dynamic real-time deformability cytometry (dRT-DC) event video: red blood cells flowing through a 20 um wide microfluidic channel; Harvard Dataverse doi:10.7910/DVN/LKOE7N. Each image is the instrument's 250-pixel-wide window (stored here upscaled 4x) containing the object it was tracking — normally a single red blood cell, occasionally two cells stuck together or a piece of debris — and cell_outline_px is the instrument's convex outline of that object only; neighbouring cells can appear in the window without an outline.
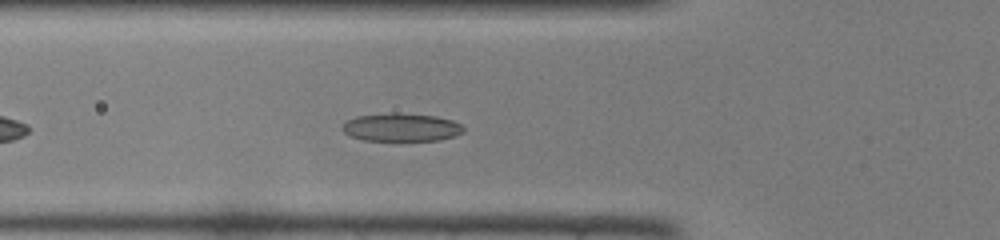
{"species": "common noctule bat (a hibernating species)", "species_latin": "Nyctalus noctula", "temperature_condition": "room temperature", "stored_images_in_passage": 29, "camera_frame_rate_fps": 3000, "um_per_image_px": 0.085, "animal": {"sex": "female", "body_mass_g": 22.0, "forearm_length_mm": 56.7}, "frame": {"image": 1, "passage_image": 7, "time_ms": 2.0, "image_size_px": [1000, 240], "cell_outline_px": [[464, 132], [456, 136], [440, 140], [364, 140], [348, 136], [340, 128], [348, 120], [356, 116], [436, 116], [452, 120], [460, 124], [464, 128]], "centroid_in_image_um": [34.14, 10.88], "position_along_channel_um": 91.7, "area_um2": 18.79}}
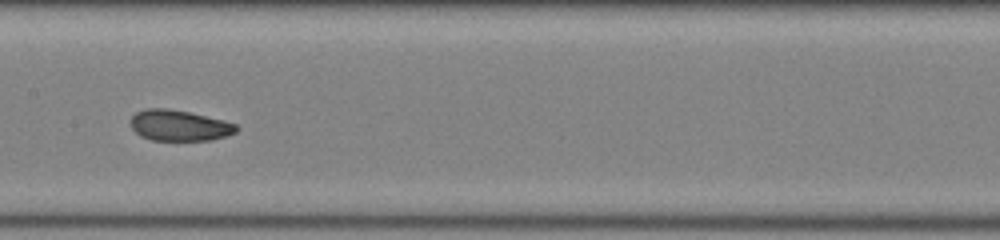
{"frame": {"image": 2, "passage_image": 14, "time_ms": 4.333, "image_size_px": [1000, 240], "cell_outline_px": [[240, 128], [236, 132], [212, 140], [152, 140], [140, 136], [132, 128], [132, 116], [136, 112], [148, 108], [168, 108], [188, 112], [224, 120], [236, 124]], "centroid_in_image_um": [15.25, 10.66], "position_along_channel_um": 192.1, "area_um2": 18.9}}
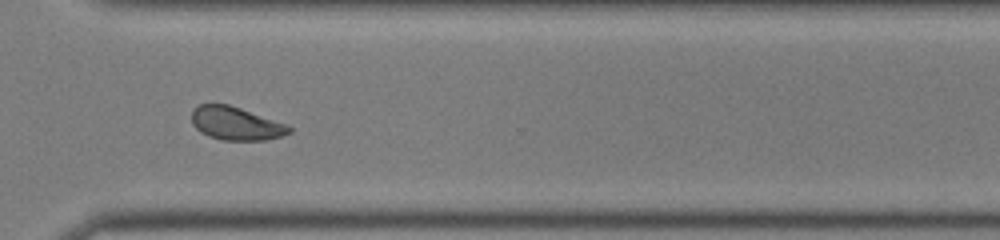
{"frame": {"image": 3, "passage_image": 25, "time_ms": 8.0, "image_size_px": [1000, 240], "cell_outline_px": [[292, 132], [268, 140], [224, 140], [208, 136], [200, 132], [192, 124], [192, 108], [200, 104], [228, 104], [288, 124], [292, 128]], "centroid_in_image_um": [20.06, 10.49], "position_along_channel_um": 350.5, "area_um2": 18.96}}